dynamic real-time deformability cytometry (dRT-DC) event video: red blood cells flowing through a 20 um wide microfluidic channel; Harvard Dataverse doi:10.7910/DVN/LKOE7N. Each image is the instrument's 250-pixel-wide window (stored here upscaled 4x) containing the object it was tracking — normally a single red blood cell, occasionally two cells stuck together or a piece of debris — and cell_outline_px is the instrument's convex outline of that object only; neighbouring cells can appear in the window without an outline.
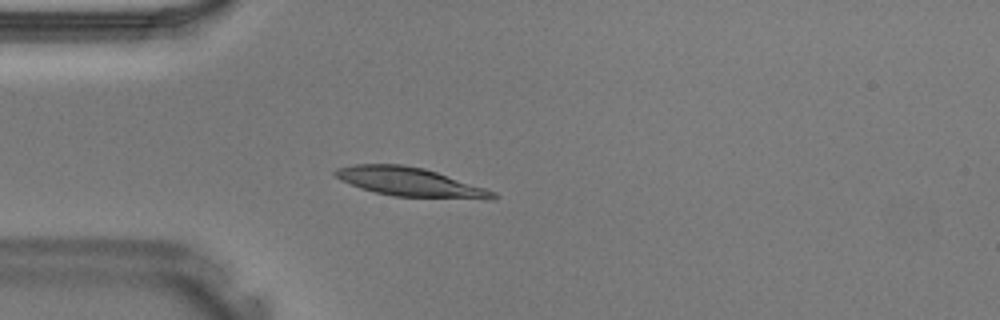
{"species": "Egyptian fruit bat (a non-hibernating species)", "species_latin": "Rousettus aegyptiacus", "temperature_condition": "warm", "stored_images_in_passage": 28, "camera_frame_rate_fps": 3000, "um_per_image_px": 0.085, "animal": {"sex": "male"}, "frame": {"image": 1, "passage_image": 5, "time_ms": 1.333, "image_size_px": [1000, 320], "cell_outline_px": [[500, 196], [496, 200], [488, 200], [396, 196], [376, 192], [360, 188], [340, 180], [332, 172], [336, 168], [356, 164], [404, 164], [424, 168], [496, 192]], "centroid_in_image_um": [34.89, 15.48], "position_along_channel_um": 50.1, "area_um2": 26.65}}
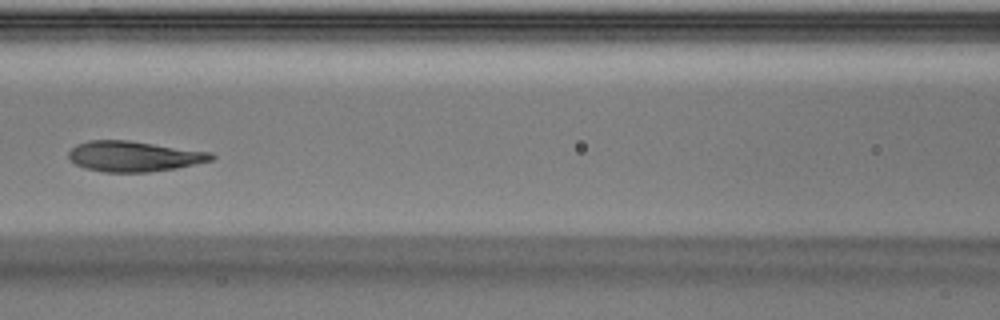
{"frame": {"image": 2, "passage_image": 12, "time_ms": 3.667, "image_size_px": [1000, 320], "cell_outline_px": [[216, 156], [212, 160], [176, 168], [148, 172], [104, 172], [84, 168], [76, 164], [68, 156], [68, 152], [76, 144], [88, 140], [128, 140], [212, 152]], "centroid_in_image_um": [11.38, 13.28], "position_along_channel_um": 155.2, "area_um2": 25.32}}
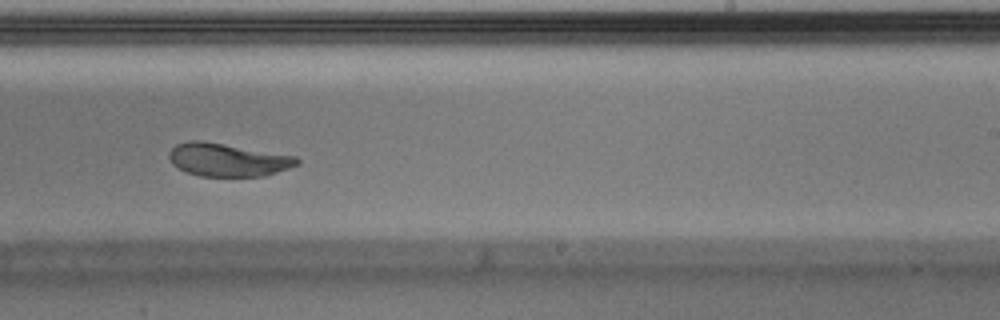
{"frame": {"image": 3, "passage_image": 19, "time_ms": 6.0, "image_size_px": [1000, 320], "cell_outline_px": [[300, 164], [264, 176], [200, 176], [188, 172], [172, 164], [168, 156], [168, 152], [176, 144], [188, 140], [200, 140], [296, 156], [300, 160]], "centroid_in_image_um": [19.34, 13.58], "position_along_channel_um": 269.7, "area_um2": 24.51}}